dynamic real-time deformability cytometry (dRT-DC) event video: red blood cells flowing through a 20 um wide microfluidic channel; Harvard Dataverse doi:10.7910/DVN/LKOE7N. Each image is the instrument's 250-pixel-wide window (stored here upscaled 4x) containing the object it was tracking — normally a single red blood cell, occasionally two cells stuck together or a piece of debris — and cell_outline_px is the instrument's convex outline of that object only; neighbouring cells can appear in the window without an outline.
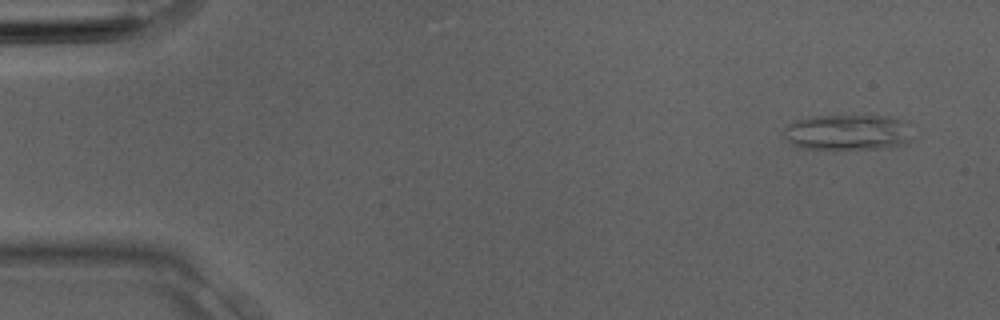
{"species": "Egyptian fruit bat (a non-hibernating species)", "species_latin": "Rousettus aegyptiacus", "temperature_condition": "room temperature", "stored_images_in_passage": 4, "camera_frame_rate_fps": 3000, "um_per_image_px": 0.085, "animal": {"sex": "male"}, "frame": {"image": 1, "passage_image": 1, "time_ms": 0.0, "image_size_px": [1000, 320], "cell_outline_px": [[912, 124], [908, 140], [904, 144], [888, 148], [836, 152], [796, 148], [788, 144], [784, 136], [784, 128], [788, 124], [796, 120], [812, 116], [888, 116], [908, 120]], "centroid_in_image_um": [72.03, 11.3], "position_along_channel_um": 13.0, "area_um2": 28.38}}